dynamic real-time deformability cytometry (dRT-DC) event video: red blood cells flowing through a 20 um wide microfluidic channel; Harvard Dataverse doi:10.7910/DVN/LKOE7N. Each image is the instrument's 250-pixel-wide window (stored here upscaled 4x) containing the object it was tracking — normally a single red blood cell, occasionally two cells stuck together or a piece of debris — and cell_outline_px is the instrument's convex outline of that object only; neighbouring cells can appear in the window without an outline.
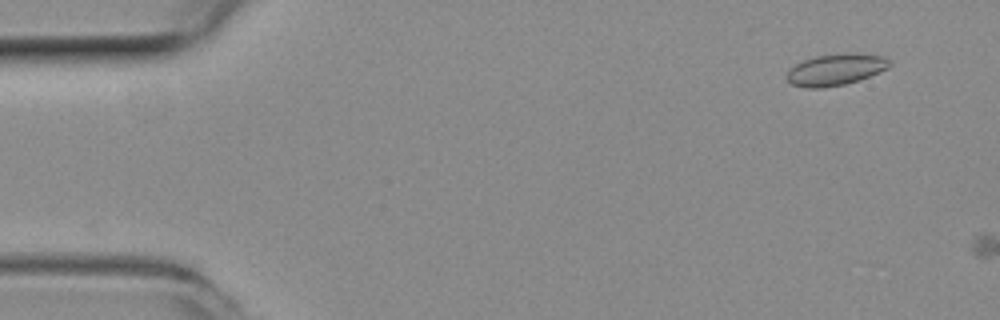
{"species": "common noctule bat (a hibernating species)", "species_latin": "Nyctalus noctula", "temperature_condition": "room temperature", "stored_images_in_passage": 2, "camera_frame_rate_fps": 3000, "um_per_image_px": 0.085, "animal": {"sex": "female", "body_mass_g": 19.3, "forearm_length_mm": 54.1}, "frame": {"image": 1, "passage_image": 1, "time_ms": 0.0, "image_size_px": [1000, 320], "cell_outline_px": [[892, 64], [888, 68], [860, 80], [844, 84], [824, 88], [808, 88], [792, 84], [784, 76], [796, 64], [804, 60], [816, 56], [848, 52], [856, 52], [884, 56]], "centroid_in_image_um": [71.06, 5.9], "position_along_channel_um": 13.9, "area_um2": 18.96}}